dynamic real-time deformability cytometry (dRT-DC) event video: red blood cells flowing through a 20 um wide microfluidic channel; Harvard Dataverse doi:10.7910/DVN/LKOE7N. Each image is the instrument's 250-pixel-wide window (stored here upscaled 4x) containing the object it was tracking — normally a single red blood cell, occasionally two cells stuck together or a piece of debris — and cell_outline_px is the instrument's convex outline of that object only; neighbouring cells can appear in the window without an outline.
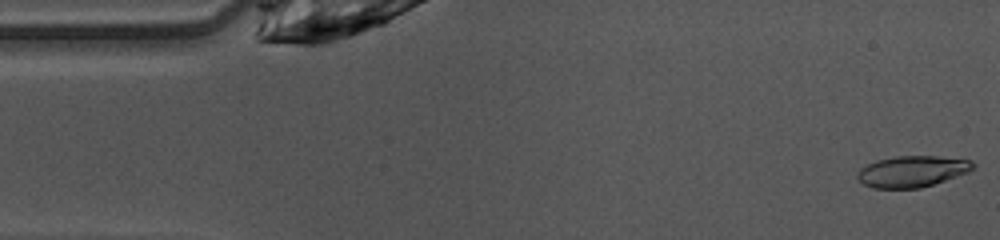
{"species": "common noctule bat (a hibernating species)", "species_latin": "Nyctalus noctula", "temperature_condition": "warm", "stored_images_in_passage": 11, "camera_frame_rate_fps": 3000, "um_per_image_px": 0.085, "animal": {"sex": "female", "body_mass_g": 10.0, "forearm_length_mm": 53.1}, "frame": {"image": 1, "passage_image": 1, "time_ms": 0.0, "image_size_px": [1000, 240], "cell_outline_px": [[976, 168], [968, 172], [920, 188], [872, 188], [864, 184], [856, 176], [860, 168], [876, 160], [896, 156], [936, 156], [972, 160], [976, 164]], "centroid_in_image_um": [77.55, 14.56], "position_along_channel_um": 7.5, "area_um2": 20.98}}